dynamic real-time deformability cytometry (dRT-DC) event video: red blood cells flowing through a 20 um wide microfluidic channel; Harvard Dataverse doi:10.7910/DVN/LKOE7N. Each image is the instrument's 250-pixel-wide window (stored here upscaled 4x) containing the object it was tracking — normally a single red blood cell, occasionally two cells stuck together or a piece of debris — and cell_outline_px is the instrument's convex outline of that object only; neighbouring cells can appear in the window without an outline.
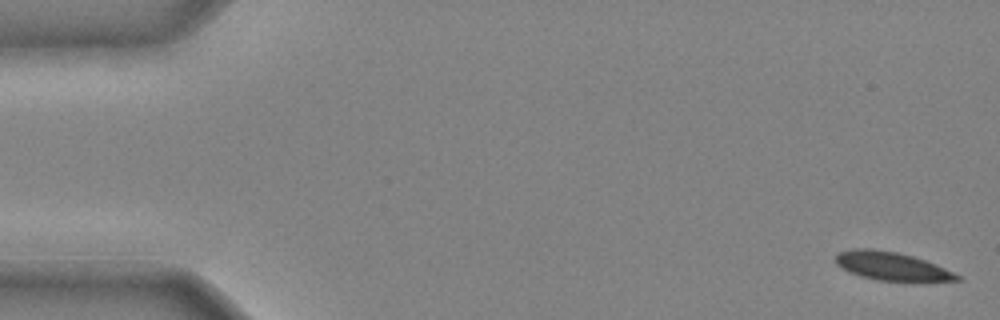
{"species": "common noctule bat (a hibernating species)", "species_latin": "Nyctalus noctula", "temperature_condition": "cold", "stored_images_in_passage": 43, "camera_frame_rate_fps": 3000, "um_per_image_px": 0.085, "animal": {"sex": "male", "body_mass_g": 20.4}, "frame": {"image": 1, "passage_image": 1, "time_ms": 0.0, "image_size_px": [1000, 320], "cell_outline_px": [[964, 280], [876, 280], [860, 276], [848, 272], [836, 264], [836, 252], [852, 248], [872, 248], [896, 252], [912, 256], [936, 264], [960, 276]], "centroid_in_image_um": [75.7, 22.6], "position_along_channel_um": 9.3, "area_um2": 19.77}}
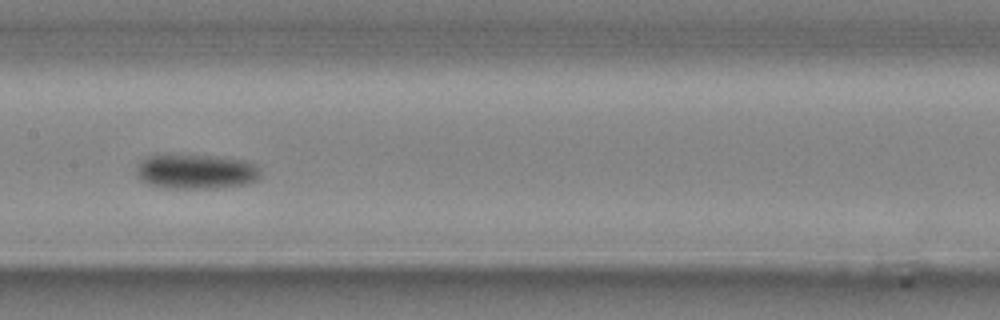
{"frame": {"image": 2, "passage_image": 22, "time_ms": 7.0, "image_size_px": [1000, 320], "cell_outline_px": [[260, 180], [248, 184], [216, 188], [168, 188], [148, 184], [140, 180], [136, 176], [136, 168], [148, 156], [220, 156], [248, 160], [256, 164], [260, 168]], "centroid_in_image_um": [16.76, 14.6], "position_along_channel_um": 190.6, "area_um2": 25.2}}
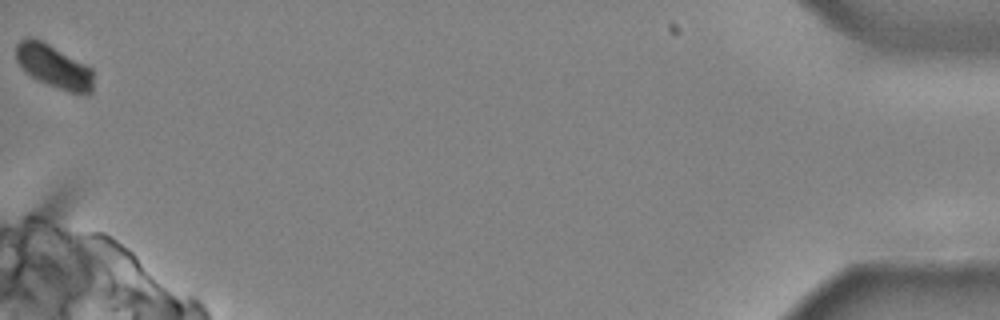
{"frame": {"image": 3, "passage_image": 43, "time_ms": 14.0, "image_size_px": [1000, 320], "cell_outline_px": [[92, 92], [88, 96], [68, 92], [48, 84], [32, 76], [16, 60], [16, 44], [24, 36], [32, 36], [48, 44], [92, 68]], "centroid_in_image_um": [4.59, 5.64], "position_along_channel_um": 430.6, "area_um2": 19.31}}